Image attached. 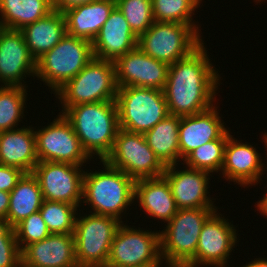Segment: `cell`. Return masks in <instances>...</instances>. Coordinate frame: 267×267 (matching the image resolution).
I'll list each match as a JSON object with an SVG mask.
<instances>
[{
  "label": "cell",
  "mask_w": 267,
  "mask_h": 267,
  "mask_svg": "<svg viewBox=\"0 0 267 267\" xmlns=\"http://www.w3.org/2000/svg\"><path fill=\"white\" fill-rule=\"evenodd\" d=\"M206 49L203 42L190 55L169 65L163 92L170 115L190 116L214 105L221 77Z\"/></svg>",
  "instance_id": "6da1fadb"
},
{
  "label": "cell",
  "mask_w": 267,
  "mask_h": 267,
  "mask_svg": "<svg viewBox=\"0 0 267 267\" xmlns=\"http://www.w3.org/2000/svg\"><path fill=\"white\" fill-rule=\"evenodd\" d=\"M60 113L71 123L87 154L104 160L120 129L116 101L79 104Z\"/></svg>",
  "instance_id": "7a4b0ae2"
},
{
  "label": "cell",
  "mask_w": 267,
  "mask_h": 267,
  "mask_svg": "<svg viewBox=\"0 0 267 267\" xmlns=\"http://www.w3.org/2000/svg\"><path fill=\"white\" fill-rule=\"evenodd\" d=\"M100 162L103 170L84 173L82 203L90 205L93 211L89 213L124 222L121 215L135 202V180L105 161Z\"/></svg>",
  "instance_id": "3957f363"
},
{
  "label": "cell",
  "mask_w": 267,
  "mask_h": 267,
  "mask_svg": "<svg viewBox=\"0 0 267 267\" xmlns=\"http://www.w3.org/2000/svg\"><path fill=\"white\" fill-rule=\"evenodd\" d=\"M92 42L67 33L50 51L36 60V77L55 94L92 59Z\"/></svg>",
  "instance_id": "277c9868"
},
{
  "label": "cell",
  "mask_w": 267,
  "mask_h": 267,
  "mask_svg": "<svg viewBox=\"0 0 267 267\" xmlns=\"http://www.w3.org/2000/svg\"><path fill=\"white\" fill-rule=\"evenodd\" d=\"M218 209H178L160 231L161 257L167 267H184L196 254L206 220Z\"/></svg>",
  "instance_id": "5b68a950"
},
{
  "label": "cell",
  "mask_w": 267,
  "mask_h": 267,
  "mask_svg": "<svg viewBox=\"0 0 267 267\" xmlns=\"http://www.w3.org/2000/svg\"><path fill=\"white\" fill-rule=\"evenodd\" d=\"M115 65L93 57V59L56 93L63 112L67 107L79 104L115 100L117 97Z\"/></svg>",
  "instance_id": "8992f818"
},
{
  "label": "cell",
  "mask_w": 267,
  "mask_h": 267,
  "mask_svg": "<svg viewBox=\"0 0 267 267\" xmlns=\"http://www.w3.org/2000/svg\"><path fill=\"white\" fill-rule=\"evenodd\" d=\"M119 127L144 134L169 115L163 90L146 87H118L115 99Z\"/></svg>",
  "instance_id": "52a82bcc"
},
{
  "label": "cell",
  "mask_w": 267,
  "mask_h": 267,
  "mask_svg": "<svg viewBox=\"0 0 267 267\" xmlns=\"http://www.w3.org/2000/svg\"><path fill=\"white\" fill-rule=\"evenodd\" d=\"M192 26L174 22H156L137 39V47L150 57L168 65L183 59L204 41Z\"/></svg>",
  "instance_id": "ba28073f"
},
{
  "label": "cell",
  "mask_w": 267,
  "mask_h": 267,
  "mask_svg": "<svg viewBox=\"0 0 267 267\" xmlns=\"http://www.w3.org/2000/svg\"><path fill=\"white\" fill-rule=\"evenodd\" d=\"M121 223L110 216L77 213L73 234L79 267H106L112 241Z\"/></svg>",
  "instance_id": "9c48e42d"
},
{
  "label": "cell",
  "mask_w": 267,
  "mask_h": 267,
  "mask_svg": "<svg viewBox=\"0 0 267 267\" xmlns=\"http://www.w3.org/2000/svg\"><path fill=\"white\" fill-rule=\"evenodd\" d=\"M160 230L134 229L122 222L111 244L106 267H162Z\"/></svg>",
  "instance_id": "30bf717a"
},
{
  "label": "cell",
  "mask_w": 267,
  "mask_h": 267,
  "mask_svg": "<svg viewBox=\"0 0 267 267\" xmlns=\"http://www.w3.org/2000/svg\"><path fill=\"white\" fill-rule=\"evenodd\" d=\"M113 168L139 180L163 175L166 167L146 143L141 133L119 129L111 152L103 160Z\"/></svg>",
  "instance_id": "8fae6325"
},
{
  "label": "cell",
  "mask_w": 267,
  "mask_h": 267,
  "mask_svg": "<svg viewBox=\"0 0 267 267\" xmlns=\"http://www.w3.org/2000/svg\"><path fill=\"white\" fill-rule=\"evenodd\" d=\"M39 162H61L83 166L91 157L83 149L71 123L59 113L48 126L35 131Z\"/></svg>",
  "instance_id": "7c38bea8"
},
{
  "label": "cell",
  "mask_w": 267,
  "mask_h": 267,
  "mask_svg": "<svg viewBox=\"0 0 267 267\" xmlns=\"http://www.w3.org/2000/svg\"><path fill=\"white\" fill-rule=\"evenodd\" d=\"M82 167L70 163L41 161L34 167L32 174L38 180L44 200L66 202L79 208L85 173Z\"/></svg>",
  "instance_id": "4fadbf2b"
},
{
  "label": "cell",
  "mask_w": 267,
  "mask_h": 267,
  "mask_svg": "<svg viewBox=\"0 0 267 267\" xmlns=\"http://www.w3.org/2000/svg\"><path fill=\"white\" fill-rule=\"evenodd\" d=\"M216 210L204 223L195 256L184 267H225L235 244L236 229Z\"/></svg>",
  "instance_id": "5bb4252c"
},
{
  "label": "cell",
  "mask_w": 267,
  "mask_h": 267,
  "mask_svg": "<svg viewBox=\"0 0 267 267\" xmlns=\"http://www.w3.org/2000/svg\"><path fill=\"white\" fill-rule=\"evenodd\" d=\"M29 75H36V60L31 55L22 32L0 27L1 86L27 88L24 80L30 77Z\"/></svg>",
  "instance_id": "9a60e30c"
},
{
  "label": "cell",
  "mask_w": 267,
  "mask_h": 267,
  "mask_svg": "<svg viewBox=\"0 0 267 267\" xmlns=\"http://www.w3.org/2000/svg\"><path fill=\"white\" fill-rule=\"evenodd\" d=\"M117 87H146L163 90L169 65L158 61L138 47L119 57L115 62Z\"/></svg>",
  "instance_id": "2e32d148"
},
{
  "label": "cell",
  "mask_w": 267,
  "mask_h": 267,
  "mask_svg": "<svg viewBox=\"0 0 267 267\" xmlns=\"http://www.w3.org/2000/svg\"><path fill=\"white\" fill-rule=\"evenodd\" d=\"M178 165L180 163L166 167L162 175L168 181L178 209H218L208 191L212 175L187 166L179 170Z\"/></svg>",
  "instance_id": "e0dca14e"
},
{
  "label": "cell",
  "mask_w": 267,
  "mask_h": 267,
  "mask_svg": "<svg viewBox=\"0 0 267 267\" xmlns=\"http://www.w3.org/2000/svg\"><path fill=\"white\" fill-rule=\"evenodd\" d=\"M235 139L231 134L227 139L222 175L227 181L238 183L244 188L247 185L255 186L262 181V156L256 147Z\"/></svg>",
  "instance_id": "ac0fdd59"
},
{
  "label": "cell",
  "mask_w": 267,
  "mask_h": 267,
  "mask_svg": "<svg viewBox=\"0 0 267 267\" xmlns=\"http://www.w3.org/2000/svg\"><path fill=\"white\" fill-rule=\"evenodd\" d=\"M21 267H79L74 234H50L21 251Z\"/></svg>",
  "instance_id": "d6986e66"
},
{
  "label": "cell",
  "mask_w": 267,
  "mask_h": 267,
  "mask_svg": "<svg viewBox=\"0 0 267 267\" xmlns=\"http://www.w3.org/2000/svg\"><path fill=\"white\" fill-rule=\"evenodd\" d=\"M138 36L132 31L122 12L115 6L92 41L95 58L115 62L137 47Z\"/></svg>",
  "instance_id": "ffe728a7"
},
{
  "label": "cell",
  "mask_w": 267,
  "mask_h": 267,
  "mask_svg": "<svg viewBox=\"0 0 267 267\" xmlns=\"http://www.w3.org/2000/svg\"><path fill=\"white\" fill-rule=\"evenodd\" d=\"M217 108L219 107L213 105L203 112L180 117L178 132L180 161L194 149L219 139L228 130Z\"/></svg>",
  "instance_id": "44dd1931"
},
{
  "label": "cell",
  "mask_w": 267,
  "mask_h": 267,
  "mask_svg": "<svg viewBox=\"0 0 267 267\" xmlns=\"http://www.w3.org/2000/svg\"><path fill=\"white\" fill-rule=\"evenodd\" d=\"M38 162L32 125L0 132V164L32 173Z\"/></svg>",
  "instance_id": "7402d4cb"
},
{
  "label": "cell",
  "mask_w": 267,
  "mask_h": 267,
  "mask_svg": "<svg viewBox=\"0 0 267 267\" xmlns=\"http://www.w3.org/2000/svg\"><path fill=\"white\" fill-rule=\"evenodd\" d=\"M135 199L148 216L164 223L178 211L168 181L163 176L135 180Z\"/></svg>",
  "instance_id": "603a6c76"
},
{
  "label": "cell",
  "mask_w": 267,
  "mask_h": 267,
  "mask_svg": "<svg viewBox=\"0 0 267 267\" xmlns=\"http://www.w3.org/2000/svg\"><path fill=\"white\" fill-rule=\"evenodd\" d=\"M115 6V0H97L65 11L66 33L92 42Z\"/></svg>",
  "instance_id": "cb8c5ba5"
},
{
  "label": "cell",
  "mask_w": 267,
  "mask_h": 267,
  "mask_svg": "<svg viewBox=\"0 0 267 267\" xmlns=\"http://www.w3.org/2000/svg\"><path fill=\"white\" fill-rule=\"evenodd\" d=\"M20 31L31 55L37 60L65 36V16L54 10L44 18L24 26Z\"/></svg>",
  "instance_id": "d4e9b609"
},
{
  "label": "cell",
  "mask_w": 267,
  "mask_h": 267,
  "mask_svg": "<svg viewBox=\"0 0 267 267\" xmlns=\"http://www.w3.org/2000/svg\"><path fill=\"white\" fill-rule=\"evenodd\" d=\"M179 126L180 116L169 114L143 134L146 143L165 167L180 162Z\"/></svg>",
  "instance_id": "484cf974"
},
{
  "label": "cell",
  "mask_w": 267,
  "mask_h": 267,
  "mask_svg": "<svg viewBox=\"0 0 267 267\" xmlns=\"http://www.w3.org/2000/svg\"><path fill=\"white\" fill-rule=\"evenodd\" d=\"M43 200L37 178L32 173H25L10 192L7 225L14 228L32 213L39 211Z\"/></svg>",
  "instance_id": "4316f807"
},
{
  "label": "cell",
  "mask_w": 267,
  "mask_h": 267,
  "mask_svg": "<svg viewBox=\"0 0 267 267\" xmlns=\"http://www.w3.org/2000/svg\"><path fill=\"white\" fill-rule=\"evenodd\" d=\"M52 11L53 0H0V27L21 30Z\"/></svg>",
  "instance_id": "83f0119b"
},
{
  "label": "cell",
  "mask_w": 267,
  "mask_h": 267,
  "mask_svg": "<svg viewBox=\"0 0 267 267\" xmlns=\"http://www.w3.org/2000/svg\"><path fill=\"white\" fill-rule=\"evenodd\" d=\"M230 130H227L219 139L212 140L201 147L194 149L184 159L182 165L214 173L221 171L224 152Z\"/></svg>",
  "instance_id": "f1b7e54d"
},
{
  "label": "cell",
  "mask_w": 267,
  "mask_h": 267,
  "mask_svg": "<svg viewBox=\"0 0 267 267\" xmlns=\"http://www.w3.org/2000/svg\"><path fill=\"white\" fill-rule=\"evenodd\" d=\"M156 22H174L192 26L199 34L201 30L193 21L195 10L202 0H151ZM193 14V15H192ZM193 21V22H192Z\"/></svg>",
  "instance_id": "f546056e"
},
{
  "label": "cell",
  "mask_w": 267,
  "mask_h": 267,
  "mask_svg": "<svg viewBox=\"0 0 267 267\" xmlns=\"http://www.w3.org/2000/svg\"><path fill=\"white\" fill-rule=\"evenodd\" d=\"M26 88L0 86V132L16 129L24 116Z\"/></svg>",
  "instance_id": "4dcf8cb0"
},
{
  "label": "cell",
  "mask_w": 267,
  "mask_h": 267,
  "mask_svg": "<svg viewBox=\"0 0 267 267\" xmlns=\"http://www.w3.org/2000/svg\"><path fill=\"white\" fill-rule=\"evenodd\" d=\"M77 208L66 202L43 200L39 212L51 234H73Z\"/></svg>",
  "instance_id": "1f68e13d"
},
{
  "label": "cell",
  "mask_w": 267,
  "mask_h": 267,
  "mask_svg": "<svg viewBox=\"0 0 267 267\" xmlns=\"http://www.w3.org/2000/svg\"><path fill=\"white\" fill-rule=\"evenodd\" d=\"M132 31L137 35L144 33L155 21L151 0H115Z\"/></svg>",
  "instance_id": "d6a6232c"
},
{
  "label": "cell",
  "mask_w": 267,
  "mask_h": 267,
  "mask_svg": "<svg viewBox=\"0 0 267 267\" xmlns=\"http://www.w3.org/2000/svg\"><path fill=\"white\" fill-rule=\"evenodd\" d=\"M14 229L17 244L21 251L27 245L39 242L51 234L39 211L22 220Z\"/></svg>",
  "instance_id": "836d02e7"
},
{
  "label": "cell",
  "mask_w": 267,
  "mask_h": 267,
  "mask_svg": "<svg viewBox=\"0 0 267 267\" xmlns=\"http://www.w3.org/2000/svg\"><path fill=\"white\" fill-rule=\"evenodd\" d=\"M0 267H21V250L15 229L6 223H0Z\"/></svg>",
  "instance_id": "e575fe53"
},
{
  "label": "cell",
  "mask_w": 267,
  "mask_h": 267,
  "mask_svg": "<svg viewBox=\"0 0 267 267\" xmlns=\"http://www.w3.org/2000/svg\"><path fill=\"white\" fill-rule=\"evenodd\" d=\"M24 174L19 168L0 164V191L10 193Z\"/></svg>",
  "instance_id": "d590c367"
},
{
  "label": "cell",
  "mask_w": 267,
  "mask_h": 267,
  "mask_svg": "<svg viewBox=\"0 0 267 267\" xmlns=\"http://www.w3.org/2000/svg\"><path fill=\"white\" fill-rule=\"evenodd\" d=\"M97 0H53L54 10L64 13L65 11Z\"/></svg>",
  "instance_id": "8d00e7d4"
},
{
  "label": "cell",
  "mask_w": 267,
  "mask_h": 267,
  "mask_svg": "<svg viewBox=\"0 0 267 267\" xmlns=\"http://www.w3.org/2000/svg\"><path fill=\"white\" fill-rule=\"evenodd\" d=\"M9 203H10V193L6 191H0V223L7 224Z\"/></svg>",
  "instance_id": "74e56055"
},
{
  "label": "cell",
  "mask_w": 267,
  "mask_h": 267,
  "mask_svg": "<svg viewBox=\"0 0 267 267\" xmlns=\"http://www.w3.org/2000/svg\"><path fill=\"white\" fill-rule=\"evenodd\" d=\"M241 267H267V258H255Z\"/></svg>",
  "instance_id": "f35d334b"
},
{
  "label": "cell",
  "mask_w": 267,
  "mask_h": 267,
  "mask_svg": "<svg viewBox=\"0 0 267 267\" xmlns=\"http://www.w3.org/2000/svg\"><path fill=\"white\" fill-rule=\"evenodd\" d=\"M265 196L263 195L262 200L257 202V211H260V213L267 218V192H265Z\"/></svg>",
  "instance_id": "ab89813d"
},
{
  "label": "cell",
  "mask_w": 267,
  "mask_h": 267,
  "mask_svg": "<svg viewBox=\"0 0 267 267\" xmlns=\"http://www.w3.org/2000/svg\"><path fill=\"white\" fill-rule=\"evenodd\" d=\"M264 136H263V142L265 143V147H266V151H267V133L265 132V134H263ZM265 157H267V153H266V156ZM266 160H267V158H266ZM265 168H266V170H265ZM264 171H267V161H266V164H262V177H263V174H265V172ZM266 177H267V175H266Z\"/></svg>",
  "instance_id": "60d3db41"
},
{
  "label": "cell",
  "mask_w": 267,
  "mask_h": 267,
  "mask_svg": "<svg viewBox=\"0 0 267 267\" xmlns=\"http://www.w3.org/2000/svg\"><path fill=\"white\" fill-rule=\"evenodd\" d=\"M254 1L257 2V3H260V2H262L264 0H254Z\"/></svg>",
  "instance_id": "b9f144b4"
}]
</instances>
